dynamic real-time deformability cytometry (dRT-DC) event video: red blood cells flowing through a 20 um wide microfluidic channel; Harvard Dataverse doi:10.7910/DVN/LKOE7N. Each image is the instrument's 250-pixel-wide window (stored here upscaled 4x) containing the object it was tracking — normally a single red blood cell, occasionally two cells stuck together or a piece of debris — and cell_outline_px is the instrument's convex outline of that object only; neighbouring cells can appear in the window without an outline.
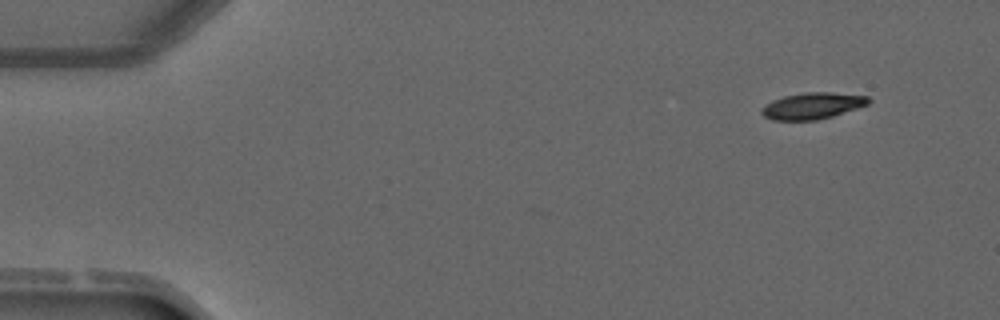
{"species": "common noctule bat (a hibernating species)", "species_latin": "Nyctalus noctula", "temperature_condition": "warm", "stored_images_in_passage": 4, "camera_frame_rate_fps": 3000, "um_per_image_px": 0.085, "animal": {"sex": "male", "forearm_length_mm": 52.5}, "frame": {"image": 1, "passage_image": 1, "time_ms": 0.0, "image_size_px": [1000, 320], "cell_outline_px": [[872, 100], [868, 104], [832, 116], [816, 120], [772, 120], [764, 116], [760, 112], [760, 108], [772, 100], [784, 96], [804, 92], [832, 92], [868, 96]], "centroid_in_image_um": [69.03, 8.99], "position_along_channel_um": 16.0, "area_um2": 16.47}}
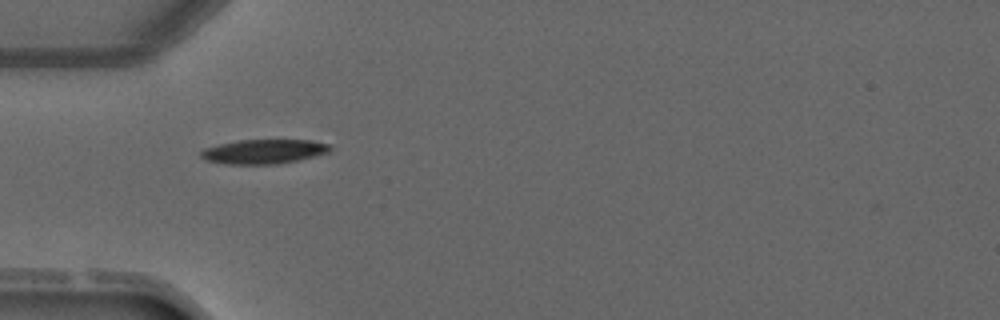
{"frame": {"image": 2, "passage_image": 3, "time_ms": 3.333, "image_size_px": [1000, 320], "cell_outline_px": [[332, 148], [328, 152], [296, 160], [276, 164], [228, 164], [208, 160], [200, 156], [200, 152], [204, 148], [220, 144], [240, 140], [312, 140], [332, 144]], "centroid_in_image_um": [22.44, 12.87], "position_along_channel_um": 62.6, "area_um2": 18.15}}
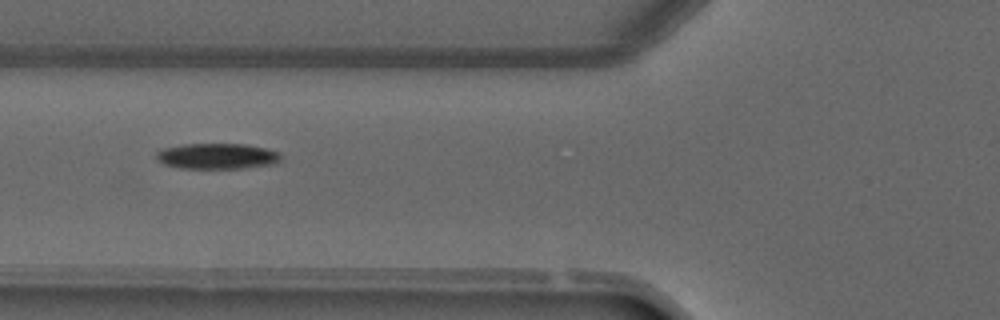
{"frame": {"image": 3, "passage_image": 4, "time_ms": 4.333, "image_size_px": [1000, 320], "cell_outline_px": [[280, 160], [272, 164], [244, 168], [180, 168], [164, 164], [156, 156], [156, 152], [164, 148], [180, 144], [248, 144], [268, 148], [280, 152]], "centroid_in_image_um": [18.48, 13.26], "position_along_channel_um": 107.3, "area_um2": 18.67}}